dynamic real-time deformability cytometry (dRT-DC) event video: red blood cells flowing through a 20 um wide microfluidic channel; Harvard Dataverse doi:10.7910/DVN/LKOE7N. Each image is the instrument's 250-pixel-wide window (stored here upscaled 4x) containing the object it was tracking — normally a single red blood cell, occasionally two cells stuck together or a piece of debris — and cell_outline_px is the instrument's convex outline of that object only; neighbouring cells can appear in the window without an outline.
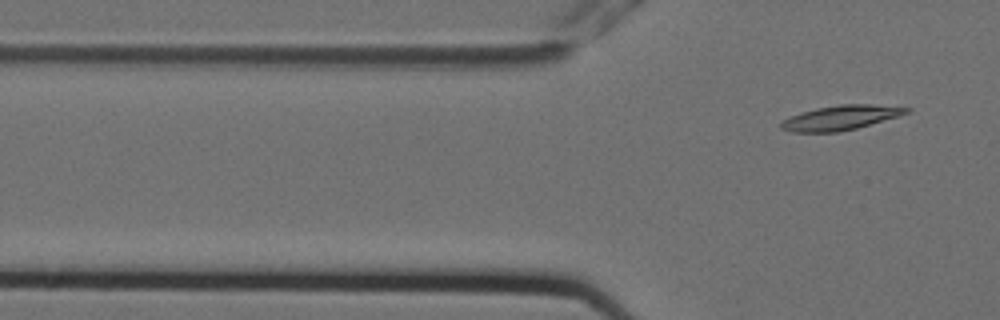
{"species": "Egyptian fruit bat (a non-hibernating species)", "species_latin": "Rousettus aegyptiacus", "temperature_condition": "cold", "stored_images_in_passage": 4, "segment_of_instrument_passage": [2, 2], "camera_frame_rate_fps": 3000, "um_per_image_px": 0.085, "animal": {"sex": "female"}, "frame": {"image": 1, "passage_image": 4, "time_ms": 1.0, "image_size_px": [1000, 320], "cell_outline_px": [[912, 108], [908, 112], [900, 116], [856, 128], [840, 132], [792, 132], [780, 128], [780, 124], [784, 120], [792, 116], [816, 108], [840, 104], [872, 104]], "centroid_in_image_um": [71.49, 10.0], "position_along_channel_um": 54.3, "area_um2": 17.8}}